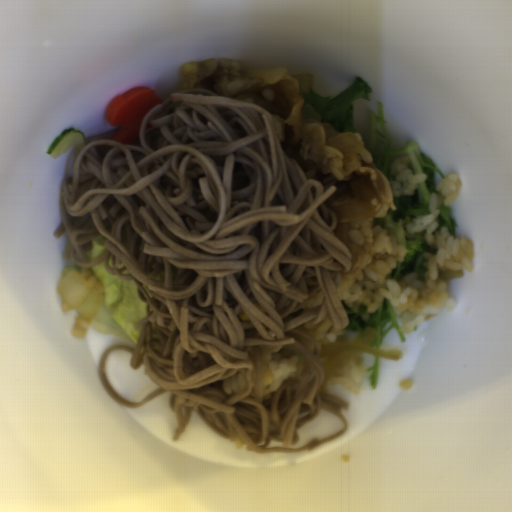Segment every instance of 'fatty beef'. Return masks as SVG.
<instances>
[{
  "mask_svg": "<svg viewBox=\"0 0 512 512\" xmlns=\"http://www.w3.org/2000/svg\"><path fill=\"white\" fill-rule=\"evenodd\" d=\"M181 71L184 82L180 91L210 90L271 112L287 156L323 190L335 187L324 203L338 219L334 233L351 252L350 270L342 274L337 287L340 300H347L365 259V252L350 239L351 223L385 216L388 208L397 209L386 176L374 163L326 144L322 125L306 119V100L299 81L286 67L242 73L240 61L214 58L185 62Z\"/></svg>",
  "mask_w": 512,
  "mask_h": 512,
  "instance_id": "fatty-beef-1",
  "label": "fatty beef"
}]
</instances>
